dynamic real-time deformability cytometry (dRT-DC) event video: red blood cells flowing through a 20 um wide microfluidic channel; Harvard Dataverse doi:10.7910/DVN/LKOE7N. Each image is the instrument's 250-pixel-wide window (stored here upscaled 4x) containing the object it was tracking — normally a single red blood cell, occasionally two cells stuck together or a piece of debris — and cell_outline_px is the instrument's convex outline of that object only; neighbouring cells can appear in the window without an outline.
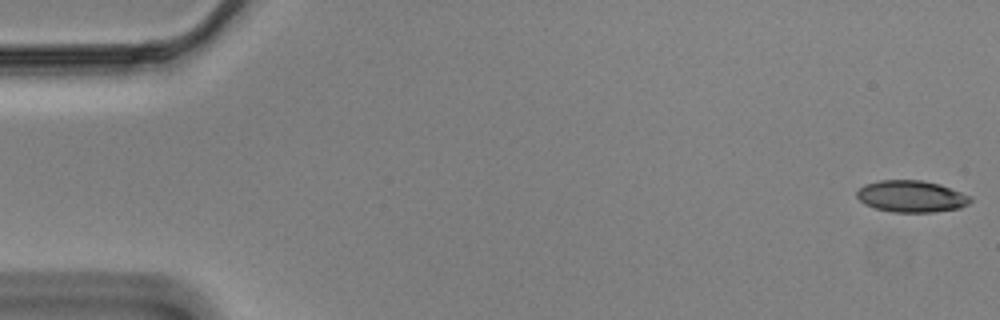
{"species": "Egyptian fruit bat (a non-hibernating species)", "species_latin": "Rousettus aegyptiacus", "temperature_condition": "cold", "stored_images_in_passage": 57, "camera_frame_rate_fps": 3000, "um_per_image_px": 0.085, "animal": {"sex": "male"}, "frame": {"image": 1, "passage_image": 1, "time_ms": 0.0, "image_size_px": [1000, 320], "cell_outline_px": [[972, 200], [968, 204], [960, 208], [932, 212], [892, 212], [876, 208], [864, 204], [856, 196], [856, 192], [864, 184], [880, 180], [920, 180], [940, 184], [972, 196]], "centroid_in_image_um": [77.47, 16.69], "position_along_channel_um": 7.5, "area_um2": 21.04}}
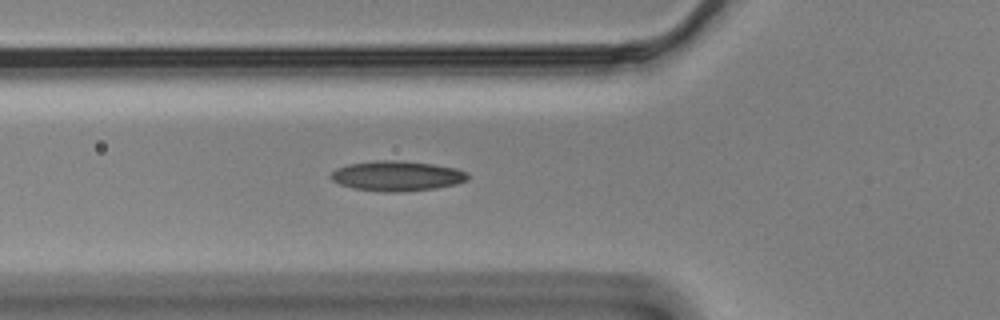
{"frame": {"image": 2, "passage_image": 20, "time_ms": 6.333, "image_size_px": [1000, 320], "cell_outline_px": [[468, 180], [456, 184], [436, 188], [400, 192], [380, 192], [352, 188], [340, 184], [332, 180], [328, 176], [336, 168], [348, 164], [376, 160], [404, 160], [432, 164], [456, 168], [468, 172]], "centroid_in_image_um": [33.73, 14.95], "position_along_channel_um": 92.1, "area_um2": 24.28}}
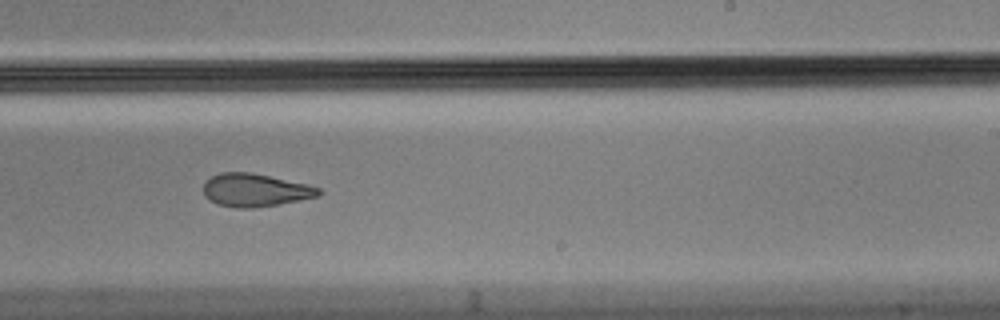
{"frame": {"image": 3, "passage_image": 35, "time_ms": 11.333, "image_size_px": [1000, 320], "cell_outline_px": [[320, 192], [316, 196], [276, 204], [252, 208], [236, 208], [216, 204], [208, 200], [204, 196], [204, 180], [220, 172], [252, 172], [308, 184], [320, 188]], "centroid_in_image_um": [21.61, 16.15], "position_along_channel_um": 267.4, "area_um2": 22.08}, "authors_computed_cell_mechanics": {"area_um2": 22.4842, "velocity_mm_per_s": 3.4984, "shape_relaxation_time_tau1_ms": null, "shape_relaxation_time_tau2_ms": 3.045, "deformation_change_tau1": null, "deformation_change_tau2": 0.1024}}